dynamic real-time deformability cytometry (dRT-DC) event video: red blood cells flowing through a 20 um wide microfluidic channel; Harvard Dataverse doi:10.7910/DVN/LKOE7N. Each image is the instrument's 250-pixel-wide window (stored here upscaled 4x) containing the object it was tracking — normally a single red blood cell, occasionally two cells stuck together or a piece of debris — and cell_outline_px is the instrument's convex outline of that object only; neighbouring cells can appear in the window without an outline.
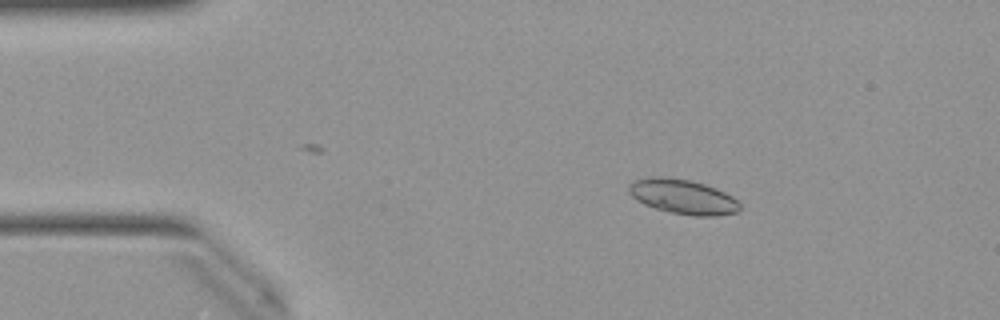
{"species": "Egyptian fruit bat (a non-hibernating species)", "species_latin": "Rousettus aegyptiacus", "temperature_condition": "warm", "stored_images_in_passage": 44, "camera_frame_rate_fps": 3000, "um_per_image_px": 0.085, "animal": {"sex": "female"}, "frame": {"image": 1, "passage_image": 9, "time_ms": 2.667, "image_size_px": [1000, 320], "cell_outline_px": [[740, 212], [716, 216], [692, 216], [672, 212], [656, 208], [644, 204], [636, 200], [628, 192], [628, 184], [632, 180], [652, 176], [664, 176], [688, 180], [704, 184], [716, 188], [732, 196], [740, 204]], "centroid_in_image_um": [58.03, 16.71], "position_along_channel_um": 27.0, "area_um2": 22.6}}
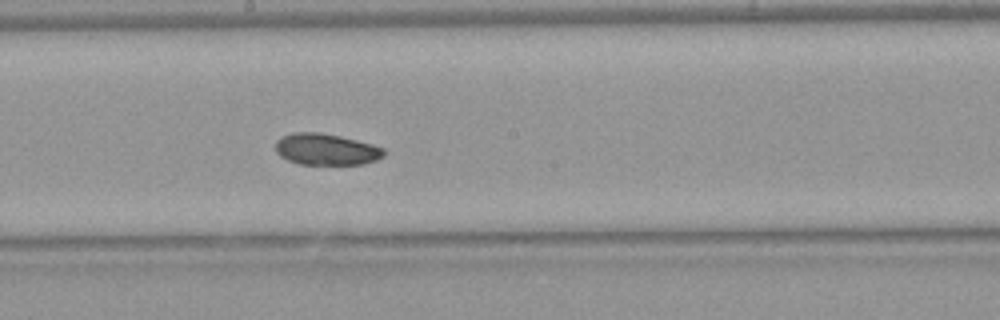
{"frame": {"image": 2, "passage_image": 28, "time_ms": 9.0, "image_size_px": [1000, 320], "cell_outline_px": [[384, 156], [376, 160], [364, 164], [300, 164], [288, 160], [280, 156], [276, 152], [276, 140], [280, 136], [292, 132], [320, 132], [340, 136], [372, 144], [384, 148]], "centroid_in_image_um": [27.7, 12.68], "position_along_channel_um": 220.5, "area_um2": 19.94}}
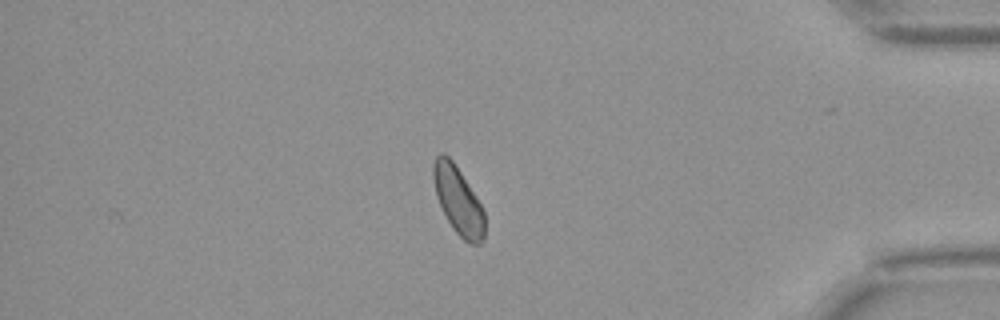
{"frame": {"image": 3, "passage_image": 44, "time_ms": 14.333, "image_size_px": [1000, 320], "cell_outline_px": [[484, 240], [480, 244], [472, 244], [464, 240], [452, 228], [436, 196], [432, 176], [432, 164], [436, 156], [440, 152], [444, 152], [452, 160], [484, 208]], "centroid_in_image_um": [38.93, 17.02], "position_along_channel_um": 396.3, "area_um2": 20.23}, "authors_computed_cell_mechanics": {"area_um2": 20.6346, "velocity_mm_per_s": 3.9878, "shape_relaxation_time_tau1_ms": 5.322, "shape_relaxation_time_tau2_ms": null, "deformation_change_tau1": 0.1042, "deformation_change_tau2": null}}